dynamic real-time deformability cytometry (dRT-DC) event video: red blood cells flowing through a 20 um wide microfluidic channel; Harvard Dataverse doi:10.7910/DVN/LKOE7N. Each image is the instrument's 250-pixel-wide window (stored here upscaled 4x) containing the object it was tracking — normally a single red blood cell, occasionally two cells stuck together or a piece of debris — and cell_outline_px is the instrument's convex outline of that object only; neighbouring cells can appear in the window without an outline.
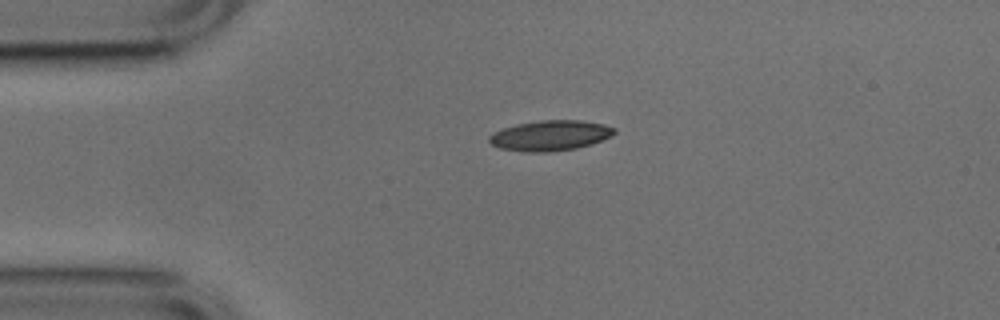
{"species": "common noctule bat (a hibernating species)", "species_latin": "Nyctalus noctula", "temperature_condition": "cold", "stored_images_in_passage": 3, "camera_frame_rate_fps": 3000, "um_per_image_px": 0.085, "animal": {"sex": "male", "body_mass_g": 17.9, "forearm_length_mm": 54.2}, "frame": {"image": 1, "passage_image": 1, "time_ms": 0.0, "image_size_px": [1000, 320], "cell_outline_px": [[616, 132], [612, 136], [592, 144], [576, 148], [548, 152], [528, 152], [500, 148], [492, 144], [488, 140], [488, 136], [492, 132], [516, 124], [540, 120], [580, 120], [604, 124], [616, 128]], "centroid_in_image_um": [46.78, 11.51], "position_along_channel_um": 38.2, "area_um2": 22.2}}